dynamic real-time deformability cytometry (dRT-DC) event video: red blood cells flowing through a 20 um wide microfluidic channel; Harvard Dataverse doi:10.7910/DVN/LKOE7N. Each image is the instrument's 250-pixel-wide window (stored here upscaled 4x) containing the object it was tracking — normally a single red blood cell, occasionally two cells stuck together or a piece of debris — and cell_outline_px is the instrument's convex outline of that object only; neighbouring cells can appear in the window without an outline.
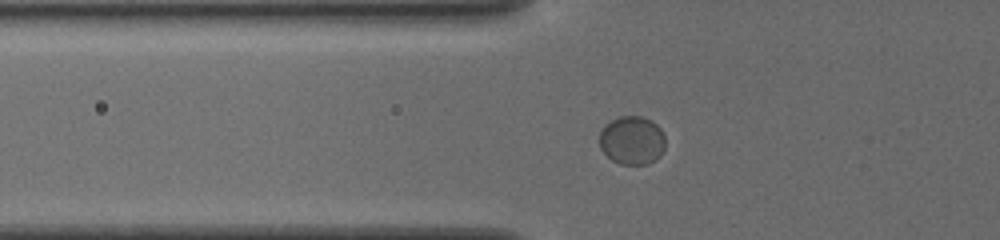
{"species": "common noctule bat (a hibernating species)", "species_latin": "Nyctalus noctula", "temperature_condition": "cold", "stored_images_in_passage": 38, "camera_frame_rate_fps": 3000, "um_per_image_px": 0.085, "animal": {"sex": "female", "body_mass_g": 19.5, "forearm_length_mm": 54.1}, "frame": {"image": 1, "passage_image": 4, "time_ms": 1.0, "image_size_px": [1000, 240], "cell_outline_px": [[664, 148], [660, 156], [656, 160], [648, 164], [620, 164], [612, 160], [600, 148], [600, 132], [604, 124], [620, 116], [640, 116], [652, 120], [660, 128], [664, 136]], "centroid_in_image_um": [53.72, 11.92], "position_along_channel_um": 72.1, "area_um2": 18.67}}
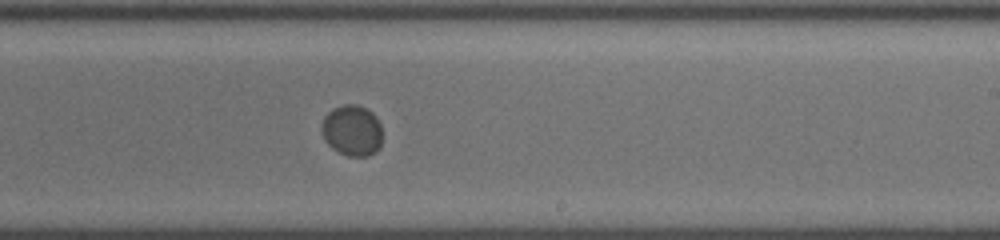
{"frame": {"image": 2, "passage_image": 19, "time_ms": 6.0, "image_size_px": [1000, 240], "cell_outline_px": [[380, 148], [376, 152], [368, 156], [348, 156], [336, 152], [324, 140], [320, 128], [324, 116], [332, 108], [344, 104], [356, 104], [368, 108], [376, 116], [380, 124]], "centroid_in_image_um": [29.9, 11.08], "position_along_channel_um": 259.1, "area_um2": 18.32}}
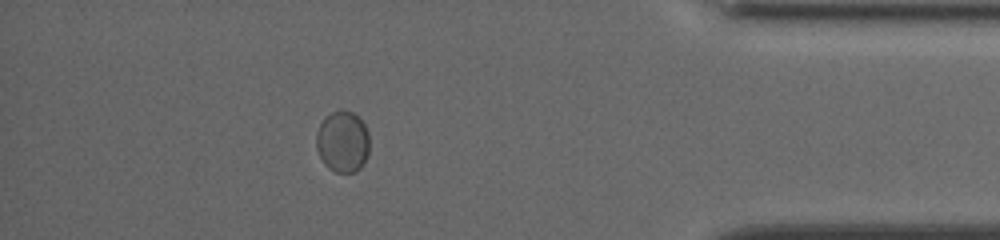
{"frame": {"image": 3, "passage_image": 33, "time_ms": 10.667, "image_size_px": [1000, 240], "cell_outline_px": [[368, 156], [364, 164], [356, 172], [336, 172], [328, 168], [324, 164], [316, 148], [316, 132], [324, 116], [340, 108], [352, 112], [364, 124], [368, 132]], "centroid_in_image_um": [29.11, 12.03], "position_along_channel_um": 406.1, "area_um2": 19.25}}